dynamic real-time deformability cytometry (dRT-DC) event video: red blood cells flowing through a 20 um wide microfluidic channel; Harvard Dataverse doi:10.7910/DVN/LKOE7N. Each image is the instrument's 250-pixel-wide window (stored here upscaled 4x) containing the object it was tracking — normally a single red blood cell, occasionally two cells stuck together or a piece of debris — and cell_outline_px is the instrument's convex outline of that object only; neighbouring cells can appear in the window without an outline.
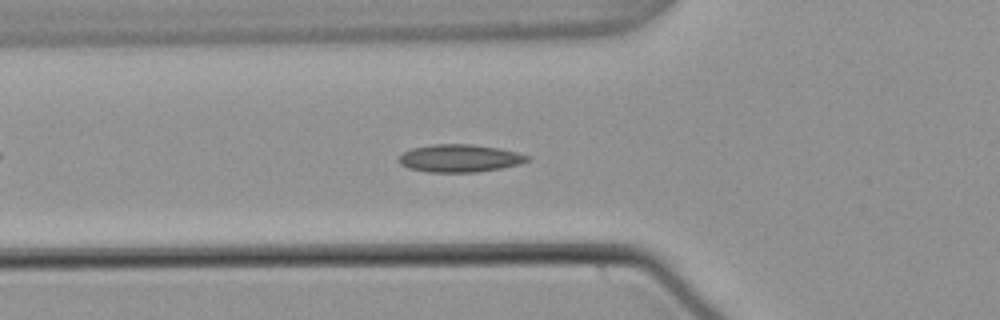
{"species": "common noctule bat (a hibernating species)", "species_latin": "Nyctalus noctula", "temperature_condition": "warm", "stored_images_in_passage": 55, "camera_frame_rate_fps": 3000, "um_per_image_px": 0.085, "animal": {"sex": "male", "body_mass_g": 21.5, "forearm_length_mm": 52.0}, "frame": {"image": 1, "passage_image": 19, "time_ms": 6.0, "image_size_px": [1000, 320], "cell_outline_px": [[532, 156], [528, 160], [520, 164], [500, 168], [476, 172], [428, 172], [408, 168], [400, 164], [396, 160], [404, 152], [412, 148], [432, 144], [472, 144], [496, 148], [516, 152]], "centroid_in_image_um": [39.05, 13.45], "position_along_channel_um": 86.8, "area_um2": 20.69}}
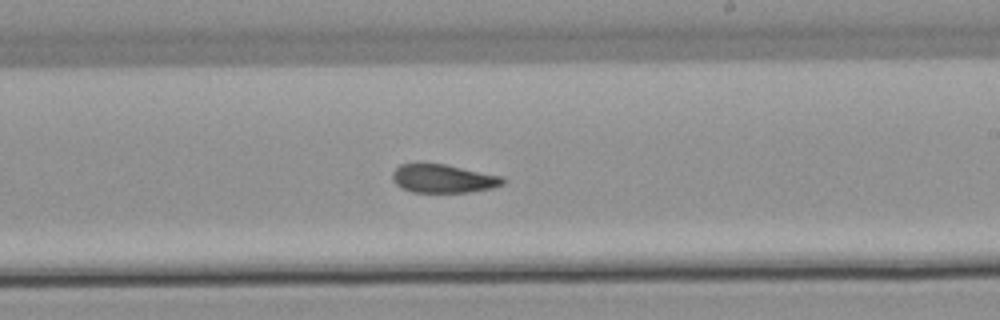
{"frame": {"image": 2, "passage_image": 32, "time_ms": 10.333, "image_size_px": [1000, 320], "cell_outline_px": [[508, 180], [504, 184], [492, 188], [468, 192], [412, 192], [400, 188], [392, 180], [392, 172], [400, 164], [444, 164], [504, 176]], "centroid_in_image_um": [37.7, 15.19], "position_along_channel_um": 251.3, "area_um2": 18.44}}
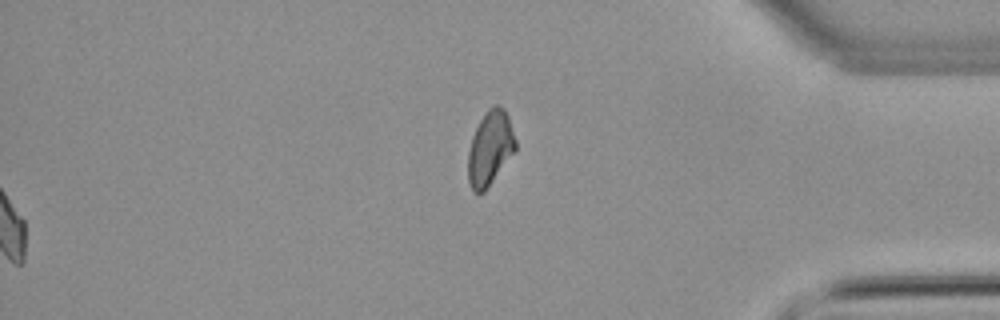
{"frame": {"image": 3, "passage_image": 55, "time_ms": 18.0, "image_size_px": [1000, 320], "cell_outline_px": [[516, 148], [484, 192], [472, 192], [468, 180], [468, 152], [472, 136], [480, 120], [488, 108], [492, 104], [496, 104], [504, 108], [508, 116], [516, 140]], "centroid_in_image_um": [41.64, 12.57], "position_along_channel_um": 393.6, "area_um2": 20.35}, "authors_computed_cell_mechanics": {"area_um2": 19.074, "velocity_mm_per_s": 3.7951, "shape_relaxation_time_tau1_ms": null, "shape_relaxation_time_tau2_ms": 2.902, "deformation_change_tau1": null, "deformation_change_tau2": 0.0901}}